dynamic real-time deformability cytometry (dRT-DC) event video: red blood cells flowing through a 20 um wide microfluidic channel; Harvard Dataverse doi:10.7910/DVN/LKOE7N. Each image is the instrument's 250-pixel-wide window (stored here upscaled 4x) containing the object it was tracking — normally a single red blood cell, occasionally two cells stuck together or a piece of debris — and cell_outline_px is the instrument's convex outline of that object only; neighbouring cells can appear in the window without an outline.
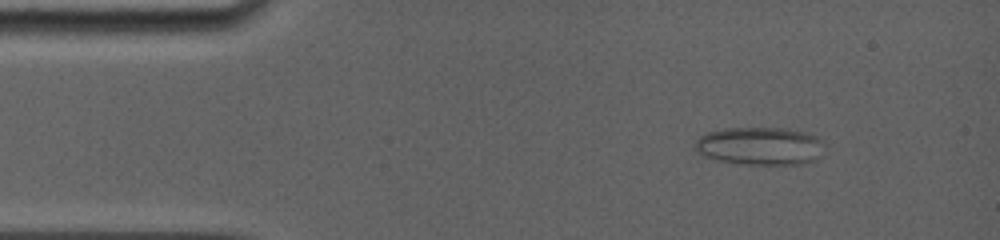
{"species": "common noctule bat (a hibernating species)", "species_latin": "Nyctalus noctula", "temperature_condition": "room temperature", "stored_images_in_passage": 82, "camera_frame_rate_fps": 5000, "um_per_image_px": 0.085, "animal": {"sex": "female", "body_mass_g": 19.0, "forearm_length_mm": 56.7}, "frame": {"image": 1, "passage_image": 10, "time_ms": 1.8, "image_size_px": [1000, 240], "cell_outline_px": [[824, 144], [820, 156], [812, 160], [800, 164], [736, 164], [716, 160], [704, 156], [696, 152], [692, 144], [700, 136], [708, 132], [724, 128], [788, 128], [804, 132], [816, 136], [824, 140]], "centroid_in_image_um": [64.56, 12.41], "position_along_channel_um": 20.4, "area_um2": 28.96}}
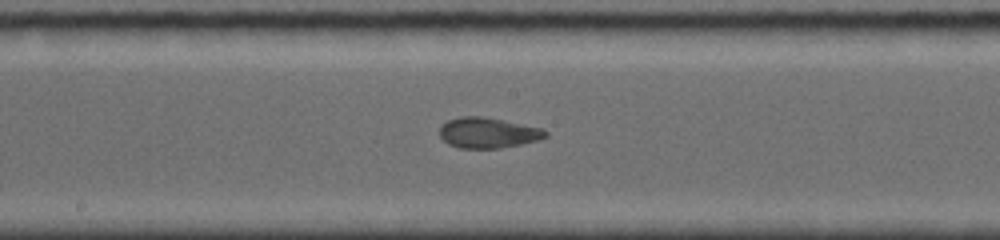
{"frame": {"image": 2, "passage_image": 43, "time_ms": 8.4, "image_size_px": [1000, 240], "cell_outline_px": [[548, 136], [536, 140], [520, 144], [500, 148], [460, 148], [448, 144], [440, 136], [440, 128], [448, 120], [460, 116], [484, 116], [544, 128], [548, 132]], "centroid_in_image_um": [41.5, 11.27], "position_along_channel_um": 206.7, "area_um2": 18.84}}
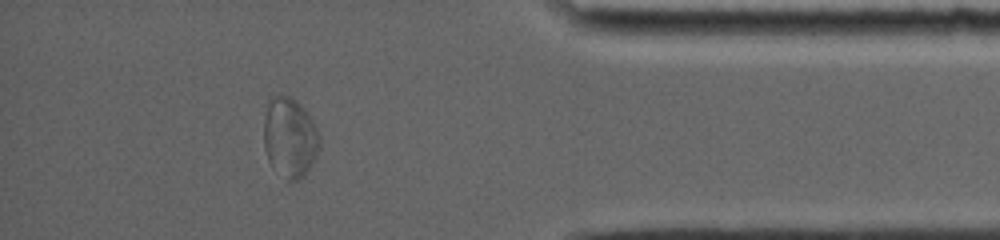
{"frame": {"image": 3, "passage_image": 72, "time_ms": 14.2, "image_size_px": [1000, 240], "cell_outline_px": [[320, 144], [316, 156], [308, 168], [296, 180], [288, 180], [268, 160], [264, 144], [264, 116], [268, 100], [280, 92], [292, 96], [304, 108], [312, 120], [320, 136]], "centroid_in_image_um": [24.62, 11.58], "position_along_channel_um": 410.6, "area_um2": 25.72}}